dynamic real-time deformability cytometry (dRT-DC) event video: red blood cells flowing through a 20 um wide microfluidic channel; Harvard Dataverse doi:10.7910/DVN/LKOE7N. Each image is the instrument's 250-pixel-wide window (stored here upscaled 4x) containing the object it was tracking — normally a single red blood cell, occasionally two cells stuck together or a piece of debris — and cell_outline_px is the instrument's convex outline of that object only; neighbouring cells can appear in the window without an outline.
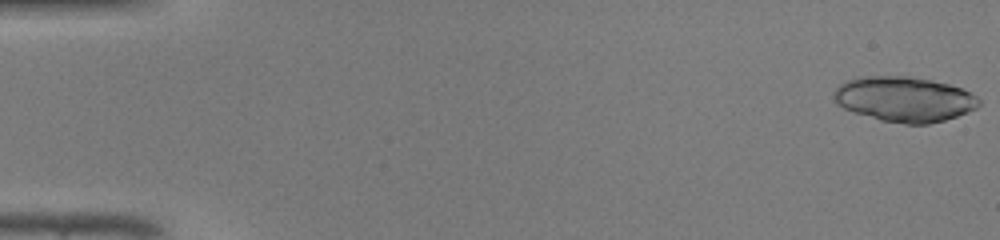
{"species": "common noctule bat (a hibernating species)", "species_latin": "Nyctalus noctula", "temperature_condition": "warm", "stored_images_in_passage": 15, "camera_frame_rate_fps": 3000, "um_per_image_px": 0.085, "animal": {"sex": "male", "body_mass_g": 19.0, "forearm_length_mm": 50.8}, "frame": {"image": 1, "passage_image": 1, "time_ms": 0.0, "image_size_px": [1000, 240], "cell_outline_px": [[980, 104], [976, 108], [956, 116], [944, 120], [928, 124], [904, 124], [880, 120], [852, 112], [836, 104], [832, 96], [832, 92], [840, 84], [848, 80], [860, 76], [908, 76], [932, 80], [948, 84], [960, 88], [976, 96], [980, 100]], "centroid_in_image_um": [76.81, 8.43], "position_along_channel_um": 8.2, "area_um2": 38.21}}
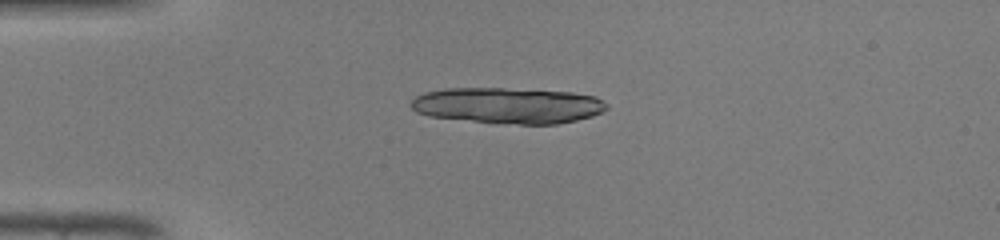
{"frame": {"image": 2, "passage_image": 12, "time_ms": 3.667, "image_size_px": [1000, 240], "cell_outline_px": [[608, 108], [592, 116], [576, 120], [556, 124], [520, 124], [472, 120], [428, 116], [416, 112], [408, 104], [416, 96], [424, 92], [444, 88], [504, 88], [572, 92], [596, 96], [608, 104]], "centroid_in_image_um": [43.17, 8.95], "position_along_channel_um": 41.8, "area_um2": 40.86}}